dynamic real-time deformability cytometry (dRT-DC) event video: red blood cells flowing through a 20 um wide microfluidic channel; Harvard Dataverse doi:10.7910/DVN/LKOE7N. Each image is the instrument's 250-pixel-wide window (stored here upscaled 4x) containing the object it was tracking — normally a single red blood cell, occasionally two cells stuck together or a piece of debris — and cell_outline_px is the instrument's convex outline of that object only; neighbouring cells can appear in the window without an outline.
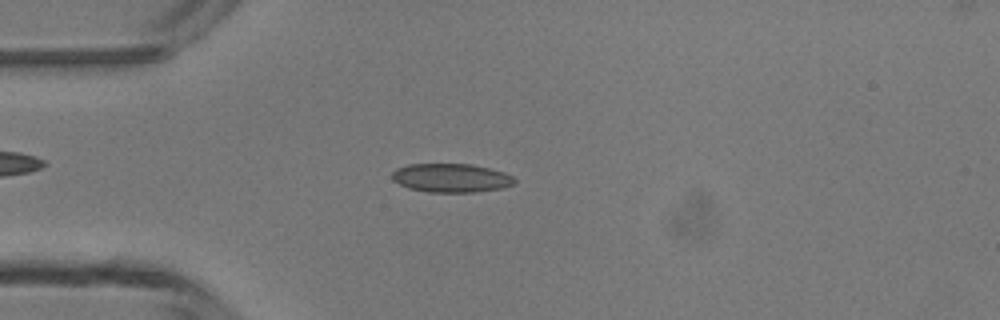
{"species": "common noctule bat (a hibernating species)", "species_latin": "Nyctalus noctula", "temperature_condition": "room temperature", "stored_images_in_passage": 3, "camera_frame_rate_fps": 3000, "um_per_image_px": 0.085, "animal": {"sex": "male", "body_mass_g": 13.3}, "frame": {"image": 1, "passage_image": 3, "time_ms": 2.333, "image_size_px": [1000, 320], "cell_outline_px": [[516, 180], [512, 184], [504, 188], [472, 192], [428, 192], [408, 188], [392, 180], [392, 172], [396, 168], [408, 164], [472, 164], [504, 172], [512, 176]], "centroid_in_image_um": [38.32, 15.12], "position_along_channel_um": 46.7, "area_um2": 20.52}}